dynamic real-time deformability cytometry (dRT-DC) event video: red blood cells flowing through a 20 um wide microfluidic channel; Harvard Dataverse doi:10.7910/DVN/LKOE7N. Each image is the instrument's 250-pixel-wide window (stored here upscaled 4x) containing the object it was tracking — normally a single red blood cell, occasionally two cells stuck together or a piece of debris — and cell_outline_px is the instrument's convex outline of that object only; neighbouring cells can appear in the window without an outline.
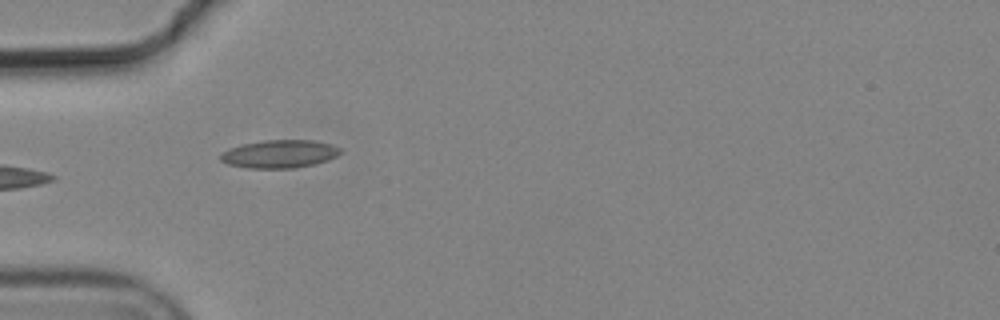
{"species": "common noctule bat (a hibernating species)", "species_latin": "Nyctalus noctula", "temperature_condition": "cold", "stored_images_in_passage": 6, "camera_frame_rate_fps": 3000, "um_per_image_px": 0.085, "animal": {"sex": "male", "body_mass_g": 19.2, "forearm_length_mm": 51.8}, "frame": {"image": 1, "passage_image": 5, "time_ms": 1.333, "image_size_px": [1000, 320], "cell_outline_px": [[344, 152], [328, 160], [312, 164], [292, 168], [248, 168], [228, 164], [220, 160], [220, 156], [228, 148], [240, 144], [264, 140], [316, 140], [332, 144], [340, 148]], "centroid_in_image_um": [23.78, 13.07], "position_along_channel_um": 61.2, "area_um2": 19.65}}
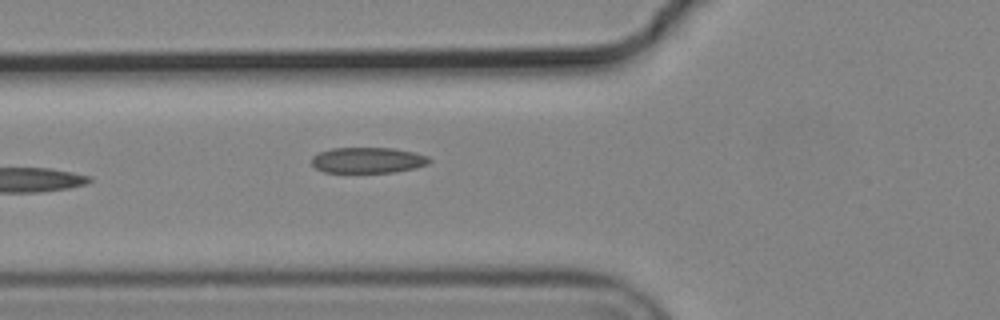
{"frame": {"image": 2, "passage_image": 6, "time_ms": 1.667, "image_size_px": [1000, 320], "cell_outline_px": [[432, 160], [428, 164], [416, 168], [396, 172], [324, 172], [316, 168], [312, 164], [312, 156], [320, 152], [332, 148], [392, 148], [416, 152], [428, 156]], "centroid_in_image_um": [31.31, 13.61], "position_along_channel_um": 94.5, "area_um2": 17.74}}